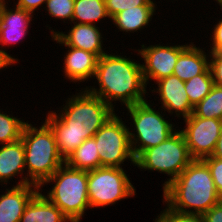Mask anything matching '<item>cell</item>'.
<instances>
[{
  "label": "cell",
  "instance_id": "36",
  "mask_svg": "<svg viewBox=\"0 0 222 222\" xmlns=\"http://www.w3.org/2000/svg\"><path fill=\"white\" fill-rule=\"evenodd\" d=\"M214 1H216V3L220 6V8H222V0H214Z\"/></svg>",
  "mask_w": 222,
  "mask_h": 222
},
{
  "label": "cell",
  "instance_id": "2",
  "mask_svg": "<svg viewBox=\"0 0 222 222\" xmlns=\"http://www.w3.org/2000/svg\"><path fill=\"white\" fill-rule=\"evenodd\" d=\"M108 53L98 59L94 75L98 88L86 86V89L91 94L100 97L114 110L116 101H120L126 107L146 101L148 92L143 78L142 65L125 55Z\"/></svg>",
  "mask_w": 222,
  "mask_h": 222
},
{
  "label": "cell",
  "instance_id": "28",
  "mask_svg": "<svg viewBox=\"0 0 222 222\" xmlns=\"http://www.w3.org/2000/svg\"><path fill=\"white\" fill-rule=\"evenodd\" d=\"M106 5L107 13L110 19L127 9H131L136 6H157L153 0H104Z\"/></svg>",
  "mask_w": 222,
  "mask_h": 222
},
{
  "label": "cell",
  "instance_id": "18",
  "mask_svg": "<svg viewBox=\"0 0 222 222\" xmlns=\"http://www.w3.org/2000/svg\"><path fill=\"white\" fill-rule=\"evenodd\" d=\"M205 48L190 42V45L179 55L175 64L173 75L182 81H188L194 76L202 74L209 67L210 53L207 54Z\"/></svg>",
  "mask_w": 222,
  "mask_h": 222
},
{
  "label": "cell",
  "instance_id": "29",
  "mask_svg": "<svg viewBox=\"0 0 222 222\" xmlns=\"http://www.w3.org/2000/svg\"><path fill=\"white\" fill-rule=\"evenodd\" d=\"M209 168L215 188L222 201V159L213 156L206 157L202 160Z\"/></svg>",
  "mask_w": 222,
  "mask_h": 222
},
{
  "label": "cell",
  "instance_id": "12",
  "mask_svg": "<svg viewBox=\"0 0 222 222\" xmlns=\"http://www.w3.org/2000/svg\"><path fill=\"white\" fill-rule=\"evenodd\" d=\"M190 44L183 45H168L163 44H152L147 47L142 44L141 49H135L138 52L137 55L141 56L144 63L142 65V72L144 81L147 84L149 80L154 82L164 77L173 74L175 64L177 63L179 55L189 46Z\"/></svg>",
  "mask_w": 222,
  "mask_h": 222
},
{
  "label": "cell",
  "instance_id": "5",
  "mask_svg": "<svg viewBox=\"0 0 222 222\" xmlns=\"http://www.w3.org/2000/svg\"><path fill=\"white\" fill-rule=\"evenodd\" d=\"M45 196L56 205L71 222H81L85 211L89 210L88 197V171L74 169L64 163L51 177L41 186L51 183Z\"/></svg>",
  "mask_w": 222,
  "mask_h": 222
},
{
  "label": "cell",
  "instance_id": "7",
  "mask_svg": "<svg viewBox=\"0 0 222 222\" xmlns=\"http://www.w3.org/2000/svg\"><path fill=\"white\" fill-rule=\"evenodd\" d=\"M181 129H177L159 145L143 150L136 158L135 165L144 171H158L169 178L162 184L164 189L193 161Z\"/></svg>",
  "mask_w": 222,
  "mask_h": 222
},
{
  "label": "cell",
  "instance_id": "4",
  "mask_svg": "<svg viewBox=\"0 0 222 222\" xmlns=\"http://www.w3.org/2000/svg\"><path fill=\"white\" fill-rule=\"evenodd\" d=\"M21 140L25 150L26 177L40 187L65 163L58 152L54 133L45 121L36 127L27 120Z\"/></svg>",
  "mask_w": 222,
  "mask_h": 222
},
{
  "label": "cell",
  "instance_id": "17",
  "mask_svg": "<svg viewBox=\"0 0 222 222\" xmlns=\"http://www.w3.org/2000/svg\"><path fill=\"white\" fill-rule=\"evenodd\" d=\"M67 47V52L64 55L63 72L66 79L70 82H85L90 81L89 78L94 79L96 67L99 57L89 51L77 49L74 47Z\"/></svg>",
  "mask_w": 222,
  "mask_h": 222
},
{
  "label": "cell",
  "instance_id": "13",
  "mask_svg": "<svg viewBox=\"0 0 222 222\" xmlns=\"http://www.w3.org/2000/svg\"><path fill=\"white\" fill-rule=\"evenodd\" d=\"M157 87L151 91L158 93L161 102L160 110L174 114L175 117L187 118L193 113V105L190 103L185 90V82L175 75H170L155 82Z\"/></svg>",
  "mask_w": 222,
  "mask_h": 222
},
{
  "label": "cell",
  "instance_id": "8",
  "mask_svg": "<svg viewBox=\"0 0 222 222\" xmlns=\"http://www.w3.org/2000/svg\"><path fill=\"white\" fill-rule=\"evenodd\" d=\"M123 168L99 167L88 171L90 209L115 205L136 195V189Z\"/></svg>",
  "mask_w": 222,
  "mask_h": 222
},
{
  "label": "cell",
  "instance_id": "35",
  "mask_svg": "<svg viewBox=\"0 0 222 222\" xmlns=\"http://www.w3.org/2000/svg\"><path fill=\"white\" fill-rule=\"evenodd\" d=\"M8 65L0 58V71L3 69V68H7L8 69V67H7Z\"/></svg>",
  "mask_w": 222,
  "mask_h": 222
},
{
  "label": "cell",
  "instance_id": "24",
  "mask_svg": "<svg viewBox=\"0 0 222 222\" xmlns=\"http://www.w3.org/2000/svg\"><path fill=\"white\" fill-rule=\"evenodd\" d=\"M213 85V77L209 67L202 74L185 81V90L190 103L195 106L202 101L210 93Z\"/></svg>",
  "mask_w": 222,
  "mask_h": 222
},
{
  "label": "cell",
  "instance_id": "32",
  "mask_svg": "<svg viewBox=\"0 0 222 222\" xmlns=\"http://www.w3.org/2000/svg\"><path fill=\"white\" fill-rule=\"evenodd\" d=\"M205 222H222V201L202 214Z\"/></svg>",
  "mask_w": 222,
  "mask_h": 222
},
{
  "label": "cell",
  "instance_id": "11",
  "mask_svg": "<svg viewBox=\"0 0 222 222\" xmlns=\"http://www.w3.org/2000/svg\"><path fill=\"white\" fill-rule=\"evenodd\" d=\"M7 0L0 2V58L9 66L19 63L18 59L8 54L3 49L5 45L19 43L29 33L28 27L34 15L30 11L17 6L9 8Z\"/></svg>",
  "mask_w": 222,
  "mask_h": 222
},
{
  "label": "cell",
  "instance_id": "34",
  "mask_svg": "<svg viewBox=\"0 0 222 222\" xmlns=\"http://www.w3.org/2000/svg\"><path fill=\"white\" fill-rule=\"evenodd\" d=\"M212 156L222 159V128Z\"/></svg>",
  "mask_w": 222,
  "mask_h": 222
},
{
  "label": "cell",
  "instance_id": "27",
  "mask_svg": "<svg viewBox=\"0 0 222 222\" xmlns=\"http://www.w3.org/2000/svg\"><path fill=\"white\" fill-rule=\"evenodd\" d=\"M166 208L157 215L154 222H205L202 214L181 213L172 210L167 204Z\"/></svg>",
  "mask_w": 222,
  "mask_h": 222
},
{
  "label": "cell",
  "instance_id": "10",
  "mask_svg": "<svg viewBox=\"0 0 222 222\" xmlns=\"http://www.w3.org/2000/svg\"><path fill=\"white\" fill-rule=\"evenodd\" d=\"M183 133L189 152L194 160H203L212 156L222 128V120L189 116Z\"/></svg>",
  "mask_w": 222,
  "mask_h": 222
},
{
  "label": "cell",
  "instance_id": "20",
  "mask_svg": "<svg viewBox=\"0 0 222 222\" xmlns=\"http://www.w3.org/2000/svg\"><path fill=\"white\" fill-rule=\"evenodd\" d=\"M155 6H136L114 15L110 20L119 31L126 33L138 32L150 25L156 12Z\"/></svg>",
  "mask_w": 222,
  "mask_h": 222
},
{
  "label": "cell",
  "instance_id": "22",
  "mask_svg": "<svg viewBox=\"0 0 222 222\" xmlns=\"http://www.w3.org/2000/svg\"><path fill=\"white\" fill-rule=\"evenodd\" d=\"M105 18L110 19L104 0H75L72 23L96 25Z\"/></svg>",
  "mask_w": 222,
  "mask_h": 222
},
{
  "label": "cell",
  "instance_id": "3",
  "mask_svg": "<svg viewBox=\"0 0 222 222\" xmlns=\"http://www.w3.org/2000/svg\"><path fill=\"white\" fill-rule=\"evenodd\" d=\"M220 201L210 170L202 160H193L163 189V204L181 213L203 214Z\"/></svg>",
  "mask_w": 222,
  "mask_h": 222
},
{
  "label": "cell",
  "instance_id": "33",
  "mask_svg": "<svg viewBox=\"0 0 222 222\" xmlns=\"http://www.w3.org/2000/svg\"><path fill=\"white\" fill-rule=\"evenodd\" d=\"M47 0H17V3L14 2L15 6L22 8L24 10L30 11L34 14V11H38L41 5L46 4Z\"/></svg>",
  "mask_w": 222,
  "mask_h": 222
},
{
  "label": "cell",
  "instance_id": "1",
  "mask_svg": "<svg viewBox=\"0 0 222 222\" xmlns=\"http://www.w3.org/2000/svg\"><path fill=\"white\" fill-rule=\"evenodd\" d=\"M76 94L67 98L66 105L57 110V113L48 111L45 118L64 161L115 114L114 109L86 88Z\"/></svg>",
  "mask_w": 222,
  "mask_h": 222
},
{
  "label": "cell",
  "instance_id": "15",
  "mask_svg": "<svg viewBox=\"0 0 222 222\" xmlns=\"http://www.w3.org/2000/svg\"><path fill=\"white\" fill-rule=\"evenodd\" d=\"M25 150L21 138L15 142L0 146V183L8 184L10 179L19 174L20 181L16 186L33 184L25 174ZM24 173V177H23Z\"/></svg>",
  "mask_w": 222,
  "mask_h": 222
},
{
  "label": "cell",
  "instance_id": "14",
  "mask_svg": "<svg viewBox=\"0 0 222 222\" xmlns=\"http://www.w3.org/2000/svg\"><path fill=\"white\" fill-rule=\"evenodd\" d=\"M74 25V26H73ZM69 31L51 30L52 40L62 46L74 47L96 54L99 58L106 53L103 45L102 30L97 25L73 23Z\"/></svg>",
  "mask_w": 222,
  "mask_h": 222
},
{
  "label": "cell",
  "instance_id": "21",
  "mask_svg": "<svg viewBox=\"0 0 222 222\" xmlns=\"http://www.w3.org/2000/svg\"><path fill=\"white\" fill-rule=\"evenodd\" d=\"M65 163L71 168L80 170L89 171L99 168L100 157L94 137L84 140V142L65 160Z\"/></svg>",
  "mask_w": 222,
  "mask_h": 222
},
{
  "label": "cell",
  "instance_id": "16",
  "mask_svg": "<svg viewBox=\"0 0 222 222\" xmlns=\"http://www.w3.org/2000/svg\"><path fill=\"white\" fill-rule=\"evenodd\" d=\"M39 190L35 184L8 187L0 194V222H20L25 207Z\"/></svg>",
  "mask_w": 222,
  "mask_h": 222
},
{
  "label": "cell",
  "instance_id": "19",
  "mask_svg": "<svg viewBox=\"0 0 222 222\" xmlns=\"http://www.w3.org/2000/svg\"><path fill=\"white\" fill-rule=\"evenodd\" d=\"M40 189L29 201L20 222H71Z\"/></svg>",
  "mask_w": 222,
  "mask_h": 222
},
{
  "label": "cell",
  "instance_id": "30",
  "mask_svg": "<svg viewBox=\"0 0 222 222\" xmlns=\"http://www.w3.org/2000/svg\"><path fill=\"white\" fill-rule=\"evenodd\" d=\"M210 53L209 68L215 85L222 86V52Z\"/></svg>",
  "mask_w": 222,
  "mask_h": 222
},
{
  "label": "cell",
  "instance_id": "9",
  "mask_svg": "<svg viewBox=\"0 0 222 222\" xmlns=\"http://www.w3.org/2000/svg\"><path fill=\"white\" fill-rule=\"evenodd\" d=\"M128 130L126 123L115 113L95 133L100 167L122 168L127 160L135 165Z\"/></svg>",
  "mask_w": 222,
  "mask_h": 222
},
{
  "label": "cell",
  "instance_id": "25",
  "mask_svg": "<svg viewBox=\"0 0 222 222\" xmlns=\"http://www.w3.org/2000/svg\"><path fill=\"white\" fill-rule=\"evenodd\" d=\"M20 119L0 109V145L12 143L21 138L26 122Z\"/></svg>",
  "mask_w": 222,
  "mask_h": 222
},
{
  "label": "cell",
  "instance_id": "6",
  "mask_svg": "<svg viewBox=\"0 0 222 222\" xmlns=\"http://www.w3.org/2000/svg\"><path fill=\"white\" fill-rule=\"evenodd\" d=\"M152 104L154 103L150 104L146 100L125 108L128 111L126 114L132 121L130 123H133V128L128 126V132L135 158L143 150L159 145L177 130L174 128L176 125L165 119L164 115L167 114H162L160 108L156 110Z\"/></svg>",
  "mask_w": 222,
  "mask_h": 222
},
{
  "label": "cell",
  "instance_id": "26",
  "mask_svg": "<svg viewBox=\"0 0 222 222\" xmlns=\"http://www.w3.org/2000/svg\"><path fill=\"white\" fill-rule=\"evenodd\" d=\"M74 2L75 0H47L46 6L43 8L47 7L45 10L48 11V15L53 19L63 20L64 23L71 21L69 24H72Z\"/></svg>",
  "mask_w": 222,
  "mask_h": 222
},
{
  "label": "cell",
  "instance_id": "31",
  "mask_svg": "<svg viewBox=\"0 0 222 222\" xmlns=\"http://www.w3.org/2000/svg\"><path fill=\"white\" fill-rule=\"evenodd\" d=\"M220 10L222 11V8ZM210 35H212L210 36L212 43L209 52H222V19H219L218 23L213 26V32Z\"/></svg>",
  "mask_w": 222,
  "mask_h": 222
},
{
  "label": "cell",
  "instance_id": "23",
  "mask_svg": "<svg viewBox=\"0 0 222 222\" xmlns=\"http://www.w3.org/2000/svg\"><path fill=\"white\" fill-rule=\"evenodd\" d=\"M190 116L222 120V86L214 84L210 93L193 107Z\"/></svg>",
  "mask_w": 222,
  "mask_h": 222
}]
</instances>
